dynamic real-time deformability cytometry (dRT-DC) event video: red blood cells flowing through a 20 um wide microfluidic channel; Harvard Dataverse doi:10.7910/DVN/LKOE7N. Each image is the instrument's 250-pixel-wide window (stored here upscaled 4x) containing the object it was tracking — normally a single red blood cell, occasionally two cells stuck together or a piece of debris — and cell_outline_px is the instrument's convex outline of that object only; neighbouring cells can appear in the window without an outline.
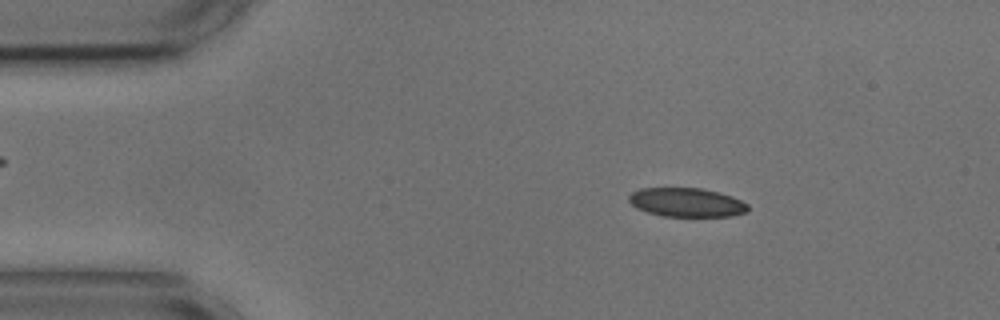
{"species": "common noctule bat (a hibernating species)", "species_latin": "Nyctalus noctula", "temperature_condition": "cold", "stored_images_in_passage": 52, "camera_frame_rate_fps": 3000, "um_per_image_px": 0.085, "animal": {"sex": "male", "body_mass_g": 17.9, "forearm_length_mm": 54.2}, "frame": {"image": 1, "passage_image": 6, "time_ms": 1.667, "image_size_px": [1000, 320], "cell_outline_px": [[748, 212], [732, 216], [664, 216], [648, 212], [636, 208], [628, 200], [628, 196], [632, 192], [640, 188], [700, 188], [732, 196], [748, 204]], "centroid_in_image_um": [58.36, 17.2], "position_along_channel_um": 26.6, "area_um2": 20.0}}
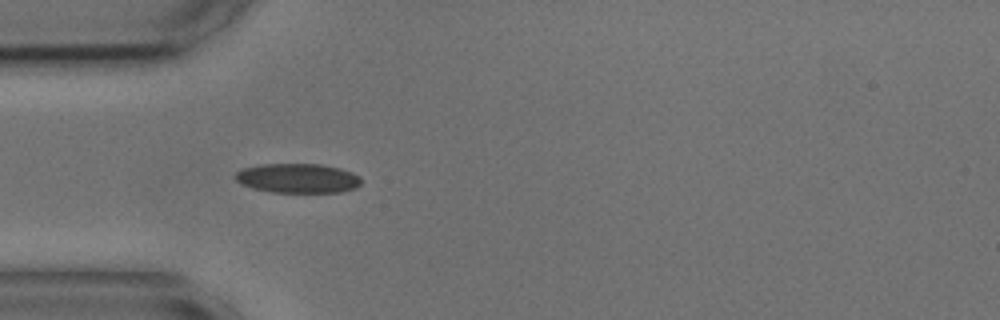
{"frame": {"image": 2, "passage_image": 13, "time_ms": 4.0, "image_size_px": [1000, 320], "cell_outline_px": [[360, 184], [356, 188], [340, 192], [272, 192], [252, 188], [240, 184], [236, 180], [236, 172], [244, 168], [260, 164], [320, 164], [340, 168], [352, 172], [360, 176]], "centroid_in_image_um": [25.31, 15.15], "position_along_channel_um": 59.7, "area_um2": 21.62}}
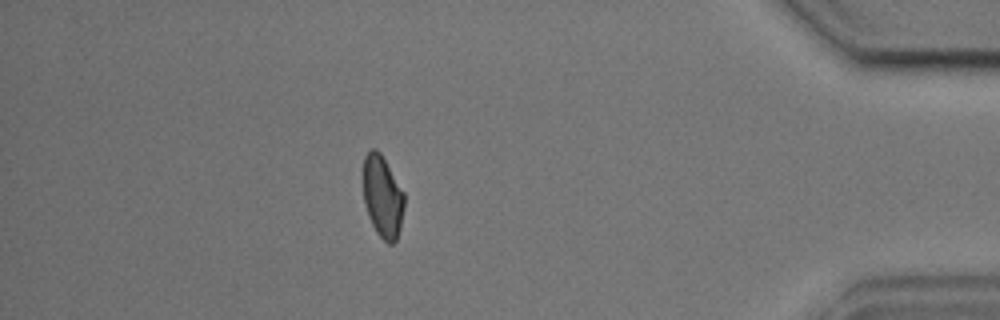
{"frame": {"image": 3, "passage_image": 45, "time_ms": 14.667, "image_size_px": [1000, 320], "cell_outline_px": [[404, 208], [400, 228], [396, 240], [392, 244], [388, 244], [376, 232], [368, 216], [364, 204], [364, 156], [372, 148], [376, 148], [380, 152], [404, 192]], "centroid_in_image_um": [32.52, 16.72], "position_along_channel_um": 402.7, "area_um2": 19.54}, "authors_computed_cell_mechanics": {"area_um2": 20.8947, "velocity_mm_per_s": 3.6451, "shape_relaxation_time_tau1_ms": 5.2451, "shape_relaxation_time_tau2_ms": 2.1992, "deformation_change_tau1": 0.1116, "deformation_change_tau2": 0.0621}}